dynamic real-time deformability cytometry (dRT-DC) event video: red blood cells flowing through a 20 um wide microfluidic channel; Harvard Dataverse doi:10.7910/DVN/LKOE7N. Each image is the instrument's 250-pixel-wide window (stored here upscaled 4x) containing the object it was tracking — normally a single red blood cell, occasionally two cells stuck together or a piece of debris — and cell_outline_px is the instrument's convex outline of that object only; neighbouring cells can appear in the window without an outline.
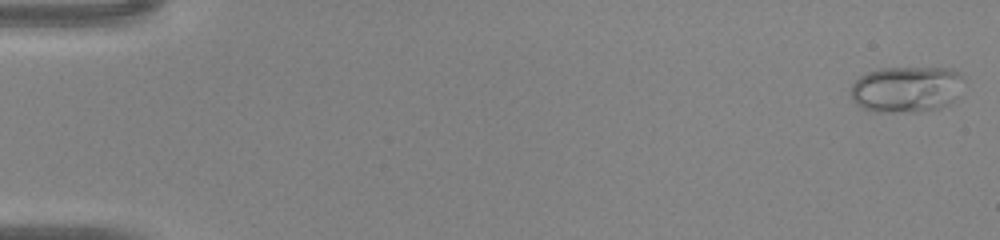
{"species": "common noctule bat (a hibernating species)", "species_latin": "Nyctalus noctula", "temperature_condition": "warm", "stored_images_in_passage": 46, "camera_frame_rate_fps": 3000, "um_per_image_px": 0.085, "animal": {"sex": "male", "body_mass_g": 20.0, "forearm_length_mm": 53.3}, "frame": {"image": 1, "passage_image": 1, "time_ms": 0.0, "image_size_px": [1000, 240], "cell_outline_px": [[964, 80], [956, 96], [948, 104], [940, 108], [920, 112], [872, 112], [856, 104], [852, 100], [852, 84], [860, 76], [868, 72], [880, 68], [956, 68], [960, 72]], "centroid_in_image_um": [77.06, 7.58], "position_along_channel_um": 7.9, "area_um2": 30.63}}
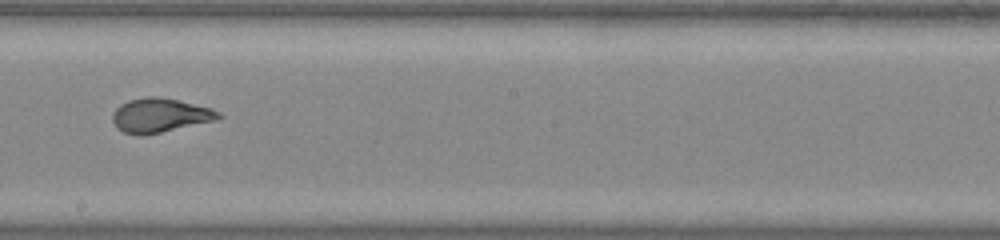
{"frame": {"image": 2, "passage_image": 27, "time_ms": 8.667, "image_size_px": [1000, 240], "cell_outline_px": [[224, 116], [216, 120], [144, 136], [140, 136], [124, 132], [116, 128], [112, 120], [112, 112], [120, 104], [128, 100], [148, 96], [160, 96], [212, 108], [220, 112]], "centroid_in_image_um": [13.58, 9.8], "position_along_channel_um": 234.6, "area_um2": 21.33}}
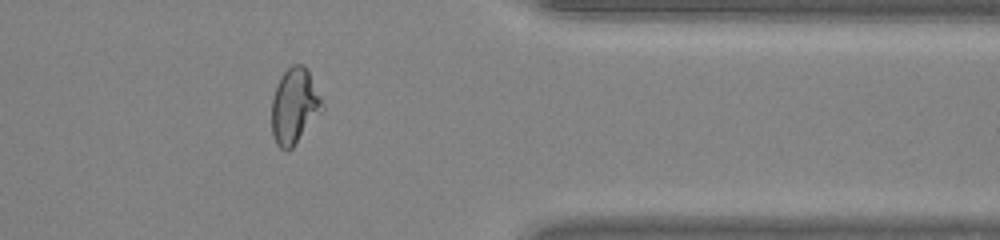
{"frame": {"image": 3, "passage_image": 38, "time_ms": 12.333, "image_size_px": [1000, 240], "cell_outline_px": [[324, 108], [292, 148], [288, 152], [280, 148], [276, 144], [272, 136], [272, 100], [276, 84], [280, 76], [292, 64], [304, 64], [308, 72]], "centroid_in_image_um": [24.98, 9.04], "position_along_channel_um": 386.4, "area_um2": 21.91}}